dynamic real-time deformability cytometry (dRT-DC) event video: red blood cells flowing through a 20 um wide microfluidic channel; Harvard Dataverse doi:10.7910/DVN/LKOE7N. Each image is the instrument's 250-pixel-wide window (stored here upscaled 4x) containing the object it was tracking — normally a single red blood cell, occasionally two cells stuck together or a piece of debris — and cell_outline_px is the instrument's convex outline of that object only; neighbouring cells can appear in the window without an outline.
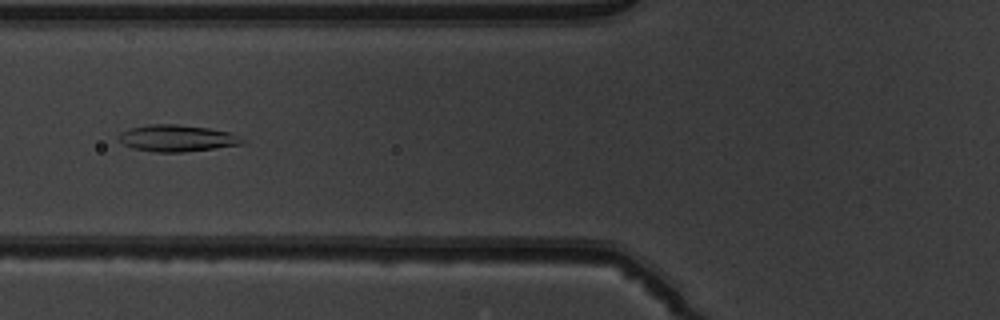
{"species": "common noctule bat (a hibernating species)", "species_latin": "Nyctalus noctula", "temperature_condition": "warm", "stored_images_in_passage": 49, "camera_frame_rate_fps": 3000, "um_per_image_px": 0.085, "animal": {"sex": "male", "body_mass_g": 19.5, "forearm_length_mm": 54.6}, "frame": {"image": 1, "passage_image": 19, "time_ms": 6.0, "image_size_px": [1000, 320], "cell_outline_px": [[248, 140], [244, 144], [184, 152], [152, 152], [132, 148], [124, 144], [120, 140], [120, 132], [132, 128], [148, 124], [176, 124], [208, 128], [228, 132]], "centroid_in_image_um": [15.07, 11.75], "position_along_channel_um": 110.7, "area_um2": 19.13}}
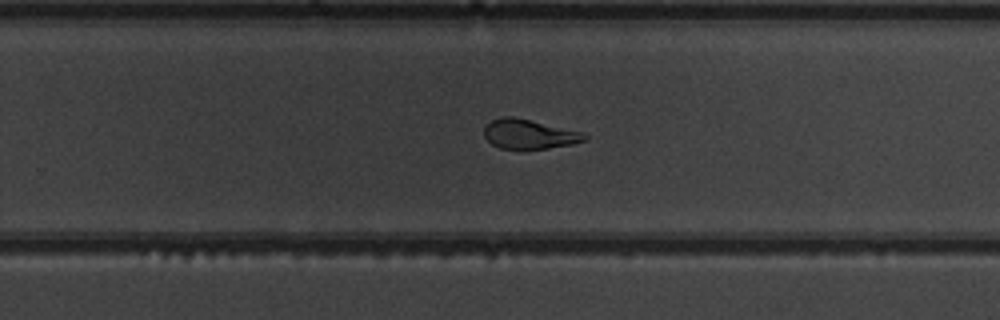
{"frame": {"image": 2, "passage_image": 32, "time_ms": 10.333, "image_size_px": [1000, 320], "cell_outline_px": [[588, 140], [572, 144], [548, 148], [500, 148], [492, 144], [484, 136], [484, 124], [492, 120], [504, 116], [512, 116], [580, 132], [588, 136]], "centroid_in_image_um": [44.94, 11.4], "position_along_channel_um": 284.9, "area_um2": 16.94}}
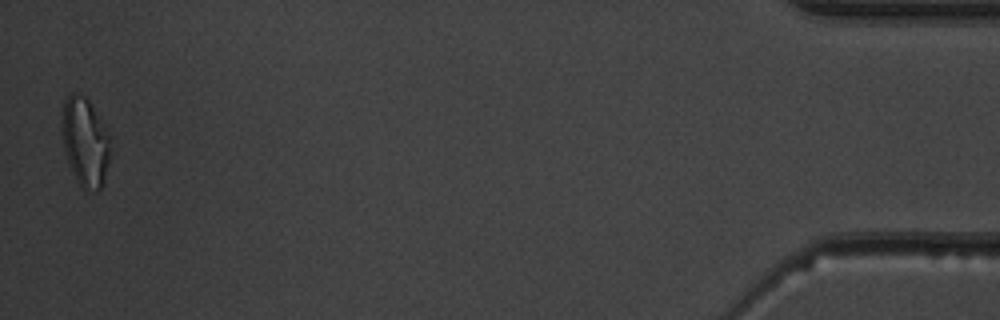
{"frame": {"image": 3, "passage_image": 49, "time_ms": 16.0, "image_size_px": [1000, 320], "cell_outline_px": [[108, 160], [104, 176], [100, 188], [96, 192], [84, 188], [76, 180], [72, 172], [64, 152], [60, 128], [60, 116], [64, 104], [68, 96], [72, 92], [76, 92], [84, 96], [88, 100], [104, 124], [108, 136]], "centroid_in_image_um": [7.16, 12.02], "position_along_channel_um": 428.0, "area_um2": 24.8}, "authors_computed_cell_mechanics": {"area_um2": 19.2474, "velocity_mm_per_s": 4.0217, "shape_relaxation_time_tau1_ms": null, "shape_relaxation_time_tau2_ms": 1.2104, "deformation_change_tau1": null, "deformation_change_tau2": 0.0882}}